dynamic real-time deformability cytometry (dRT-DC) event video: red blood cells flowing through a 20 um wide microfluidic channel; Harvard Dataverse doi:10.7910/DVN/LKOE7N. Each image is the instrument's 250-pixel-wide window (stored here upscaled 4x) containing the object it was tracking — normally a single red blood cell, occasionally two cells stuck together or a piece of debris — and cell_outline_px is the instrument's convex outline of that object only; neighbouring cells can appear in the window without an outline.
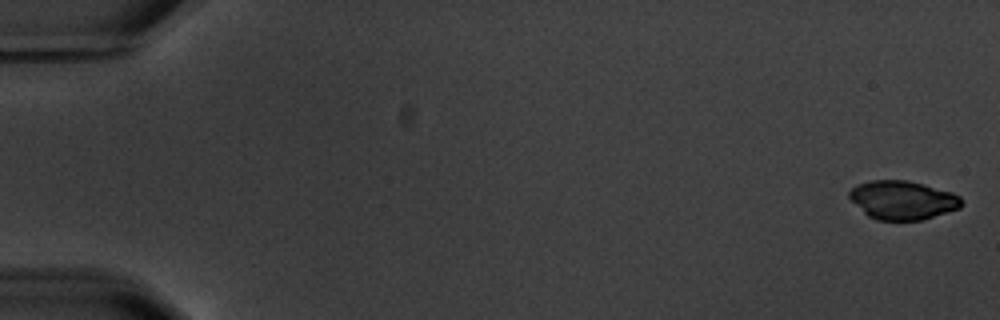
{"species": "common noctule bat (a hibernating species)", "species_latin": "Nyctalus noctula", "temperature_condition": "warm", "stored_images_in_passage": 6, "camera_frame_rate_fps": 3000, "um_per_image_px": 0.085, "animal": {"sex": "male", "body_mass_g": 20.1, "forearm_length_mm": 53.5}, "frame": {"image": 1, "passage_image": 1, "time_ms": 0.0, "image_size_px": [1000, 320], "cell_outline_px": [[964, 204], [960, 208], [924, 220], [876, 220], [868, 216], [848, 196], [848, 192], [856, 184], [872, 180], [908, 180], [924, 184], [952, 192], [960, 196], [964, 200]], "centroid_in_image_um": [76.76, 17.0], "position_along_channel_um": 8.2, "area_um2": 25.55}}